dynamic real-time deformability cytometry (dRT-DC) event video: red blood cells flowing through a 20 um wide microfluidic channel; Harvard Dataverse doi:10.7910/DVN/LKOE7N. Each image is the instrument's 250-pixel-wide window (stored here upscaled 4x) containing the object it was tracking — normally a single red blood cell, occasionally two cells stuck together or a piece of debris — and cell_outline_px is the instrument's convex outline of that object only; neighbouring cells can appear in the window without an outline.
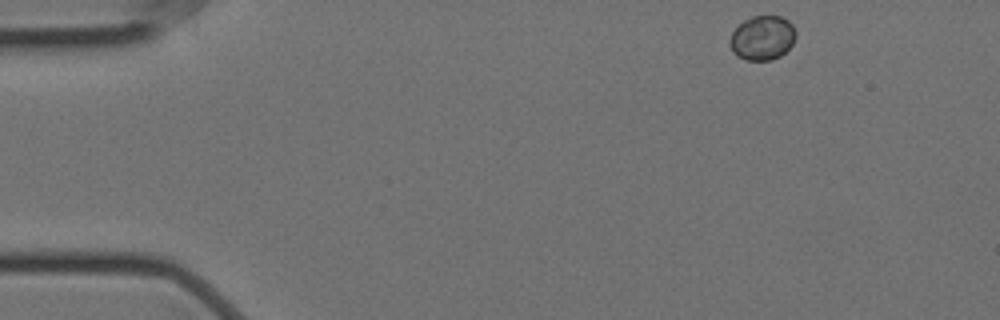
{"species": "Egyptian fruit bat (a non-hibernating species)", "species_latin": "Rousettus aegyptiacus", "temperature_condition": "cold", "stored_images_in_passage": 4, "camera_frame_rate_fps": 3000, "um_per_image_px": 0.085, "animal": {"sex": "female"}, "frame": {"image": 1, "passage_image": 1, "time_ms": 0.0, "image_size_px": [1000, 320], "cell_outline_px": [[796, 36], [792, 44], [780, 56], [772, 60], [744, 60], [736, 56], [732, 52], [728, 44], [728, 40], [732, 32], [744, 20], [752, 16], [780, 16], [788, 20], [792, 24], [796, 32]], "centroid_in_image_um": [64.77, 3.23], "position_along_channel_um": 20.2, "area_um2": 17.22}}
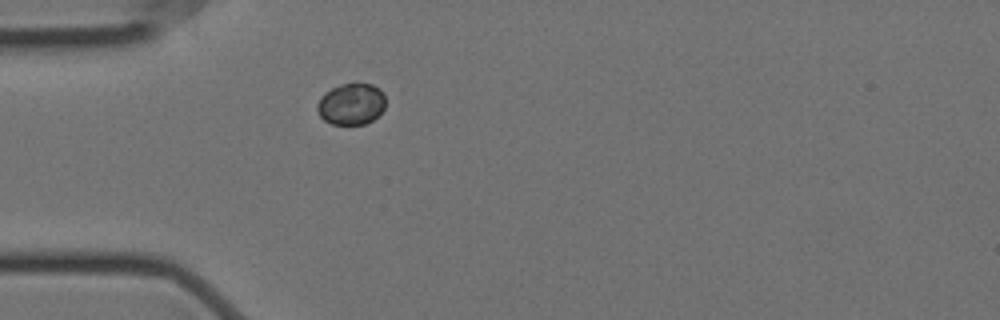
{"frame": {"image": 2, "passage_image": 4, "time_ms": 1.0, "image_size_px": [1000, 320], "cell_outline_px": [[384, 108], [372, 120], [364, 124], [332, 124], [324, 120], [320, 116], [316, 108], [316, 104], [324, 92], [340, 84], [372, 84], [380, 88], [384, 92]], "centroid_in_image_um": [29.84, 8.83], "position_along_channel_um": 55.2, "area_um2": 16.47}}